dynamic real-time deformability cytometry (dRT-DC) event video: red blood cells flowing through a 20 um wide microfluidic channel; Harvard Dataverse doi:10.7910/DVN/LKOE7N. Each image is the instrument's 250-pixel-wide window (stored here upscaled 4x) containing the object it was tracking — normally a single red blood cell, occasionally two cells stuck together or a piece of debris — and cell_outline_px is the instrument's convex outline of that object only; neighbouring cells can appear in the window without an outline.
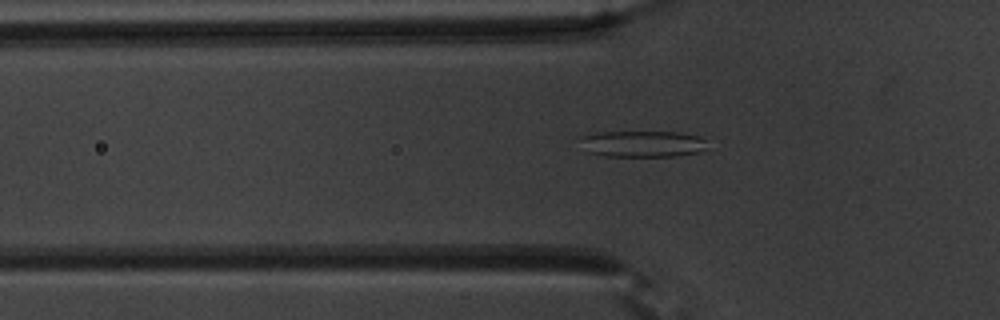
{"species": "common noctule bat (a hibernating species)", "species_latin": "Nyctalus noctula", "temperature_condition": "warm", "stored_images_in_passage": 26, "camera_frame_rate_fps": 3000, "um_per_image_px": 0.085, "animal": {"sex": "male", "body_mass_g": 20.1, "forearm_length_mm": 53.5}, "frame": {"image": 1, "passage_image": 19, "time_ms": 6.0, "image_size_px": [1000, 320], "cell_outline_px": [[708, 148], [700, 152], [676, 156], [604, 156], [584, 152], [580, 140], [580, 136], [600, 132], [676, 132], [700, 136], [704, 140]], "centroid_in_image_um": [54.59, 12.23], "position_along_channel_um": 71.2, "area_um2": 19.77}}
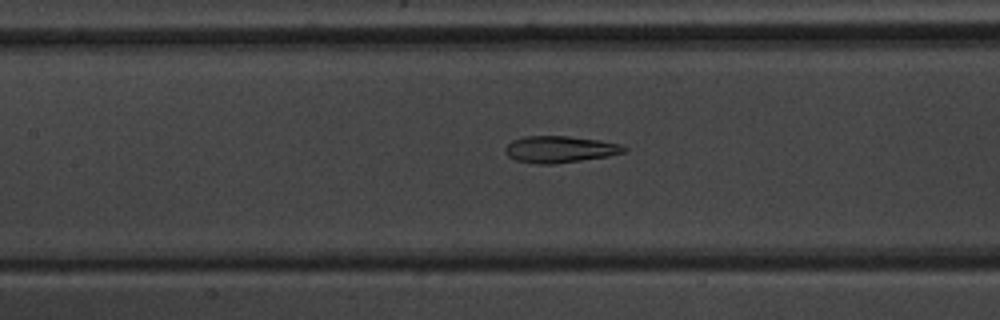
{"frame": {"image": 2, "passage_image": 26, "time_ms": 8.333, "image_size_px": [1000, 320], "cell_outline_px": [[628, 148], [624, 152], [608, 156], [556, 164], [536, 164], [516, 160], [508, 156], [504, 152], [504, 148], [512, 140], [532, 132], [568, 136], [600, 140], [624, 144]], "centroid_in_image_um": [47.54, 12.64], "position_along_channel_um": 159.9, "area_um2": 19.36}}